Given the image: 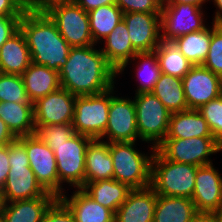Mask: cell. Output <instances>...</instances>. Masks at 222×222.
<instances>
[{
	"mask_svg": "<svg viewBox=\"0 0 222 222\" xmlns=\"http://www.w3.org/2000/svg\"><path fill=\"white\" fill-rule=\"evenodd\" d=\"M75 3L86 12H90L100 6L115 4V0H75Z\"/></svg>",
	"mask_w": 222,
	"mask_h": 222,
	"instance_id": "43",
	"label": "cell"
},
{
	"mask_svg": "<svg viewBox=\"0 0 222 222\" xmlns=\"http://www.w3.org/2000/svg\"><path fill=\"white\" fill-rule=\"evenodd\" d=\"M123 12L116 5H104L88 12L90 32L94 44L101 43L123 20Z\"/></svg>",
	"mask_w": 222,
	"mask_h": 222,
	"instance_id": "31",
	"label": "cell"
},
{
	"mask_svg": "<svg viewBox=\"0 0 222 222\" xmlns=\"http://www.w3.org/2000/svg\"><path fill=\"white\" fill-rule=\"evenodd\" d=\"M115 86L111 88V104L109 107L108 124L103 136L108 143L136 142L139 133L136 124V109L134 100L126 97L114 96Z\"/></svg>",
	"mask_w": 222,
	"mask_h": 222,
	"instance_id": "12",
	"label": "cell"
},
{
	"mask_svg": "<svg viewBox=\"0 0 222 222\" xmlns=\"http://www.w3.org/2000/svg\"><path fill=\"white\" fill-rule=\"evenodd\" d=\"M35 134L47 145H59L74 134L72 124L35 125Z\"/></svg>",
	"mask_w": 222,
	"mask_h": 222,
	"instance_id": "36",
	"label": "cell"
},
{
	"mask_svg": "<svg viewBox=\"0 0 222 222\" xmlns=\"http://www.w3.org/2000/svg\"><path fill=\"white\" fill-rule=\"evenodd\" d=\"M205 2L208 0H163L162 4H192L202 8Z\"/></svg>",
	"mask_w": 222,
	"mask_h": 222,
	"instance_id": "47",
	"label": "cell"
},
{
	"mask_svg": "<svg viewBox=\"0 0 222 222\" xmlns=\"http://www.w3.org/2000/svg\"><path fill=\"white\" fill-rule=\"evenodd\" d=\"M57 199L47 192L33 199L4 202L1 217L3 222H41L46 210Z\"/></svg>",
	"mask_w": 222,
	"mask_h": 222,
	"instance_id": "20",
	"label": "cell"
},
{
	"mask_svg": "<svg viewBox=\"0 0 222 222\" xmlns=\"http://www.w3.org/2000/svg\"><path fill=\"white\" fill-rule=\"evenodd\" d=\"M24 145L29 159L30 168L37 181L47 191L60 198L65 189L59 183L57 162L54 151L45 144L36 134L17 137Z\"/></svg>",
	"mask_w": 222,
	"mask_h": 222,
	"instance_id": "10",
	"label": "cell"
},
{
	"mask_svg": "<svg viewBox=\"0 0 222 222\" xmlns=\"http://www.w3.org/2000/svg\"><path fill=\"white\" fill-rule=\"evenodd\" d=\"M105 179H114L109 143L105 140L95 139L86 149L85 184Z\"/></svg>",
	"mask_w": 222,
	"mask_h": 222,
	"instance_id": "25",
	"label": "cell"
},
{
	"mask_svg": "<svg viewBox=\"0 0 222 222\" xmlns=\"http://www.w3.org/2000/svg\"><path fill=\"white\" fill-rule=\"evenodd\" d=\"M123 20L137 53L153 52L158 47L161 39L160 13H124Z\"/></svg>",
	"mask_w": 222,
	"mask_h": 222,
	"instance_id": "16",
	"label": "cell"
},
{
	"mask_svg": "<svg viewBox=\"0 0 222 222\" xmlns=\"http://www.w3.org/2000/svg\"><path fill=\"white\" fill-rule=\"evenodd\" d=\"M213 163L198 166L191 200L197 211L222 212V177Z\"/></svg>",
	"mask_w": 222,
	"mask_h": 222,
	"instance_id": "17",
	"label": "cell"
},
{
	"mask_svg": "<svg viewBox=\"0 0 222 222\" xmlns=\"http://www.w3.org/2000/svg\"><path fill=\"white\" fill-rule=\"evenodd\" d=\"M156 149L170 161L204 166L212 164L208 156L222 151V145L214 137H197L164 139Z\"/></svg>",
	"mask_w": 222,
	"mask_h": 222,
	"instance_id": "11",
	"label": "cell"
},
{
	"mask_svg": "<svg viewBox=\"0 0 222 222\" xmlns=\"http://www.w3.org/2000/svg\"><path fill=\"white\" fill-rule=\"evenodd\" d=\"M160 16L164 39L174 40L206 27L203 8L192 4H162Z\"/></svg>",
	"mask_w": 222,
	"mask_h": 222,
	"instance_id": "13",
	"label": "cell"
},
{
	"mask_svg": "<svg viewBox=\"0 0 222 222\" xmlns=\"http://www.w3.org/2000/svg\"><path fill=\"white\" fill-rule=\"evenodd\" d=\"M111 89L96 95L77 96L72 126L75 133L100 139L107 127Z\"/></svg>",
	"mask_w": 222,
	"mask_h": 222,
	"instance_id": "8",
	"label": "cell"
},
{
	"mask_svg": "<svg viewBox=\"0 0 222 222\" xmlns=\"http://www.w3.org/2000/svg\"><path fill=\"white\" fill-rule=\"evenodd\" d=\"M104 48L101 52L105 55L107 62L117 71V75L124 72L127 65L132 61V58L137 54L134 50L129 33L124 20L110 32L104 39Z\"/></svg>",
	"mask_w": 222,
	"mask_h": 222,
	"instance_id": "19",
	"label": "cell"
},
{
	"mask_svg": "<svg viewBox=\"0 0 222 222\" xmlns=\"http://www.w3.org/2000/svg\"><path fill=\"white\" fill-rule=\"evenodd\" d=\"M163 0H115L123 13H161Z\"/></svg>",
	"mask_w": 222,
	"mask_h": 222,
	"instance_id": "38",
	"label": "cell"
},
{
	"mask_svg": "<svg viewBox=\"0 0 222 222\" xmlns=\"http://www.w3.org/2000/svg\"><path fill=\"white\" fill-rule=\"evenodd\" d=\"M133 100L139 138L157 147L166 138L171 112L152 92L135 94Z\"/></svg>",
	"mask_w": 222,
	"mask_h": 222,
	"instance_id": "6",
	"label": "cell"
},
{
	"mask_svg": "<svg viewBox=\"0 0 222 222\" xmlns=\"http://www.w3.org/2000/svg\"><path fill=\"white\" fill-rule=\"evenodd\" d=\"M17 137L10 131L5 122L0 118V147L9 145Z\"/></svg>",
	"mask_w": 222,
	"mask_h": 222,
	"instance_id": "44",
	"label": "cell"
},
{
	"mask_svg": "<svg viewBox=\"0 0 222 222\" xmlns=\"http://www.w3.org/2000/svg\"><path fill=\"white\" fill-rule=\"evenodd\" d=\"M0 102L33 104L27 97L21 75L0 73Z\"/></svg>",
	"mask_w": 222,
	"mask_h": 222,
	"instance_id": "34",
	"label": "cell"
},
{
	"mask_svg": "<svg viewBox=\"0 0 222 222\" xmlns=\"http://www.w3.org/2000/svg\"><path fill=\"white\" fill-rule=\"evenodd\" d=\"M134 61L140 60L137 64L136 77L140 82L135 90V94L151 92L161 75V69L158 64L157 54L153 52L137 53L133 58Z\"/></svg>",
	"mask_w": 222,
	"mask_h": 222,
	"instance_id": "33",
	"label": "cell"
},
{
	"mask_svg": "<svg viewBox=\"0 0 222 222\" xmlns=\"http://www.w3.org/2000/svg\"><path fill=\"white\" fill-rule=\"evenodd\" d=\"M212 23L209 51L203 66L222 78V24Z\"/></svg>",
	"mask_w": 222,
	"mask_h": 222,
	"instance_id": "35",
	"label": "cell"
},
{
	"mask_svg": "<svg viewBox=\"0 0 222 222\" xmlns=\"http://www.w3.org/2000/svg\"><path fill=\"white\" fill-rule=\"evenodd\" d=\"M156 203L157 194L151 186L132 189L115 212L114 222H153Z\"/></svg>",
	"mask_w": 222,
	"mask_h": 222,
	"instance_id": "18",
	"label": "cell"
},
{
	"mask_svg": "<svg viewBox=\"0 0 222 222\" xmlns=\"http://www.w3.org/2000/svg\"><path fill=\"white\" fill-rule=\"evenodd\" d=\"M67 2H75V0H32V9L37 11H45L54 4Z\"/></svg>",
	"mask_w": 222,
	"mask_h": 222,
	"instance_id": "45",
	"label": "cell"
},
{
	"mask_svg": "<svg viewBox=\"0 0 222 222\" xmlns=\"http://www.w3.org/2000/svg\"><path fill=\"white\" fill-rule=\"evenodd\" d=\"M60 199L73 212L76 222H114L115 214L95 202L81 188L74 191L70 198L64 193Z\"/></svg>",
	"mask_w": 222,
	"mask_h": 222,
	"instance_id": "23",
	"label": "cell"
},
{
	"mask_svg": "<svg viewBox=\"0 0 222 222\" xmlns=\"http://www.w3.org/2000/svg\"><path fill=\"white\" fill-rule=\"evenodd\" d=\"M81 189L95 202L110 209L114 214L132 190L127 184L115 179L88 182Z\"/></svg>",
	"mask_w": 222,
	"mask_h": 222,
	"instance_id": "26",
	"label": "cell"
},
{
	"mask_svg": "<svg viewBox=\"0 0 222 222\" xmlns=\"http://www.w3.org/2000/svg\"><path fill=\"white\" fill-rule=\"evenodd\" d=\"M172 113L188 109L181 78L161 73L151 91Z\"/></svg>",
	"mask_w": 222,
	"mask_h": 222,
	"instance_id": "30",
	"label": "cell"
},
{
	"mask_svg": "<svg viewBox=\"0 0 222 222\" xmlns=\"http://www.w3.org/2000/svg\"><path fill=\"white\" fill-rule=\"evenodd\" d=\"M31 63L30 50L19 29L0 47V73L22 75Z\"/></svg>",
	"mask_w": 222,
	"mask_h": 222,
	"instance_id": "21",
	"label": "cell"
},
{
	"mask_svg": "<svg viewBox=\"0 0 222 222\" xmlns=\"http://www.w3.org/2000/svg\"><path fill=\"white\" fill-rule=\"evenodd\" d=\"M10 169L8 145L0 147V188L4 185Z\"/></svg>",
	"mask_w": 222,
	"mask_h": 222,
	"instance_id": "41",
	"label": "cell"
},
{
	"mask_svg": "<svg viewBox=\"0 0 222 222\" xmlns=\"http://www.w3.org/2000/svg\"><path fill=\"white\" fill-rule=\"evenodd\" d=\"M41 222H76L73 212L57 198L46 210Z\"/></svg>",
	"mask_w": 222,
	"mask_h": 222,
	"instance_id": "39",
	"label": "cell"
},
{
	"mask_svg": "<svg viewBox=\"0 0 222 222\" xmlns=\"http://www.w3.org/2000/svg\"><path fill=\"white\" fill-rule=\"evenodd\" d=\"M154 51L157 54L161 73L182 79L193 66L180 52L175 40L161 38Z\"/></svg>",
	"mask_w": 222,
	"mask_h": 222,
	"instance_id": "29",
	"label": "cell"
},
{
	"mask_svg": "<svg viewBox=\"0 0 222 222\" xmlns=\"http://www.w3.org/2000/svg\"><path fill=\"white\" fill-rule=\"evenodd\" d=\"M197 168L170 161L156 149L152 158L151 187L157 195L191 199Z\"/></svg>",
	"mask_w": 222,
	"mask_h": 222,
	"instance_id": "5",
	"label": "cell"
},
{
	"mask_svg": "<svg viewBox=\"0 0 222 222\" xmlns=\"http://www.w3.org/2000/svg\"><path fill=\"white\" fill-rule=\"evenodd\" d=\"M8 156L10 169L1 188L4 202L33 199L45 195L47 191L37 181L30 168L26 149L18 139L8 145Z\"/></svg>",
	"mask_w": 222,
	"mask_h": 222,
	"instance_id": "4",
	"label": "cell"
},
{
	"mask_svg": "<svg viewBox=\"0 0 222 222\" xmlns=\"http://www.w3.org/2000/svg\"><path fill=\"white\" fill-rule=\"evenodd\" d=\"M198 110L208 123L213 137L222 145V94Z\"/></svg>",
	"mask_w": 222,
	"mask_h": 222,
	"instance_id": "37",
	"label": "cell"
},
{
	"mask_svg": "<svg viewBox=\"0 0 222 222\" xmlns=\"http://www.w3.org/2000/svg\"><path fill=\"white\" fill-rule=\"evenodd\" d=\"M189 222H215V212L198 211Z\"/></svg>",
	"mask_w": 222,
	"mask_h": 222,
	"instance_id": "46",
	"label": "cell"
},
{
	"mask_svg": "<svg viewBox=\"0 0 222 222\" xmlns=\"http://www.w3.org/2000/svg\"><path fill=\"white\" fill-rule=\"evenodd\" d=\"M197 212L190 198L157 195L153 222H189Z\"/></svg>",
	"mask_w": 222,
	"mask_h": 222,
	"instance_id": "28",
	"label": "cell"
},
{
	"mask_svg": "<svg viewBox=\"0 0 222 222\" xmlns=\"http://www.w3.org/2000/svg\"><path fill=\"white\" fill-rule=\"evenodd\" d=\"M24 12L14 0H0V16L23 15Z\"/></svg>",
	"mask_w": 222,
	"mask_h": 222,
	"instance_id": "42",
	"label": "cell"
},
{
	"mask_svg": "<svg viewBox=\"0 0 222 222\" xmlns=\"http://www.w3.org/2000/svg\"><path fill=\"white\" fill-rule=\"evenodd\" d=\"M215 7L216 12H214L215 16L213 18V22L222 24V0H212Z\"/></svg>",
	"mask_w": 222,
	"mask_h": 222,
	"instance_id": "48",
	"label": "cell"
},
{
	"mask_svg": "<svg viewBox=\"0 0 222 222\" xmlns=\"http://www.w3.org/2000/svg\"><path fill=\"white\" fill-rule=\"evenodd\" d=\"M3 205H4V200H3L2 191L0 188V215L2 213Z\"/></svg>",
	"mask_w": 222,
	"mask_h": 222,
	"instance_id": "51",
	"label": "cell"
},
{
	"mask_svg": "<svg viewBox=\"0 0 222 222\" xmlns=\"http://www.w3.org/2000/svg\"><path fill=\"white\" fill-rule=\"evenodd\" d=\"M93 139L75 133L59 145H48L54 151L59 183L80 189L85 185L86 149Z\"/></svg>",
	"mask_w": 222,
	"mask_h": 222,
	"instance_id": "7",
	"label": "cell"
},
{
	"mask_svg": "<svg viewBox=\"0 0 222 222\" xmlns=\"http://www.w3.org/2000/svg\"><path fill=\"white\" fill-rule=\"evenodd\" d=\"M212 28L207 25L201 31L192 32L174 39L180 52L193 64L202 65L206 60L211 42Z\"/></svg>",
	"mask_w": 222,
	"mask_h": 222,
	"instance_id": "32",
	"label": "cell"
},
{
	"mask_svg": "<svg viewBox=\"0 0 222 222\" xmlns=\"http://www.w3.org/2000/svg\"><path fill=\"white\" fill-rule=\"evenodd\" d=\"M213 137L208 123L198 109L172 113L165 139Z\"/></svg>",
	"mask_w": 222,
	"mask_h": 222,
	"instance_id": "22",
	"label": "cell"
},
{
	"mask_svg": "<svg viewBox=\"0 0 222 222\" xmlns=\"http://www.w3.org/2000/svg\"><path fill=\"white\" fill-rule=\"evenodd\" d=\"M95 46L72 47L67 62L58 72L60 86L73 95L100 94L116 84L117 71Z\"/></svg>",
	"mask_w": 222,
	"mask_h": 222,
	"instance_id": "1",
	"label": "cell"
},
{
	"mask_svg": "<svg viewBox=\"0 0 222 222\" xmlns=\"http://www.w3.org/2000/svg\"><path fill=\"white\" fill-rule=\"evenodd\" d=\"M136 142H111L109 152L113 161L114 179L127 184L131 189L151 186L152 158L156 147L149 154L137 150ZM136 149V150H135Z\"/></svg>",
	"mask_w": 222,
	"mask_h": 222,
	"instance_id": "3",
	"label": "cell"
},
{
	"mask_svg": "<svg viewBox=\"0 0 222 222\" xmlns=\"http://www.w3.org/2000/svg\"><path fill=\"white\" fill-rule=\"evenodd\" d=\"M45 12L71 47L95 45L90 32L88 12L75 2L57 3Z\"/></svg>",
	"mask_w": 222,
	"mask_h": 222,
	"instance_id": "9",
	"label": "cell"
},
{
	"mask_svg": "<svg viewBox=\"0 0 222 222\" xmlns=\"http://www.w3.org/2000/svg\"><path fill=\"white\" fill-rule=\"evenodd\" d=\"M22 15L0 16V47L19 30Z\"/></svg>",
	"mask_w": 222,
	"mask_h": 222,
	"instance_id": "40",
	"label": "cell"
},
{
	"mask_svg": "<svg viewBox=\"0 0 222 222\" xmlns=\"http://www.w3.org/2000/svg\"><path fill=\"white\" fill-rule=\"evenodd\" d=\"M182 82L188 109H199L222 94V78L203 65H193Z\"/></svg>",
	"mask_w": 222,
	"mask_h": 222,
	"instance_id": "14",
	"label": "cell"
},
{
	"mask_svg": "<svg viewBox=\"0 0 222 222\" xmlns=\"http://www.w3.org/2000/svg\"><path fill=\"white\" fill-rule=\"evenodd\" d=\"M0 118L16 137L35 134L34 104L0 102Z\"/></svg>",
	"mask_w": 222,
	"mask_h": 222,
	"instance_id": "27",
	"label": "cell"
},
{
	"mask_svg": "<svg viewBox=\"0 0 222 222\" xmlns=\"http://www.w3.org/2000/svg\"><path fill=\"white\" fill-rule=\"evenodd\" d=\"M24 11L32 9V0H14Z\"/></svg>",
	"mask_w": 222,
	"mask_h": 222,
	"instance_id": "49",
	"label": "cell"
},
{
	"mask_svg": "<svg viewBox=\"0 0 222 222\" xmlns=\"http://www.w3.org/2000/svg\"><path fill=\"white\" fill-rule=\"evenodd\" d=\"M19 29L26 39L32 62L59 72L72 47L61 36L49 15L34 9L25 11Z\"/></svg>",
	"mask_w": 222,
	"mask_h": 222,
	"instance_id": "2",
	"label": "cell"
},
{
	"mask_svg": "<svg viewBox=\"0 0 222 222\" xmlns=\"http://www.w3.org/2000/svg\"><path fill=\"white\" fill-rule=\"evenodd\" d=\"M215 222H222V212H215Z\"/></svg>",
	"mask_w": 222,
	"mask_h": 222,
	"instance_id": "50",
	"label": "cell"
},
{
	"mask_svg": "<svg viewBox=\"0 0 222 222\" xmlns=\"http://www.w3.org/2000/svg\"><path fill=\"white\" fill-rule=\"evenodd\" d=\"M21 76L27 97L32 103L61 87L59 73L45 65L32 62Z\"/></svg>",
	"mask_w": 222,
	"mask_h": 222,
	"instance_id": "24",
	"label": "cell"
},
{
	"mask_svg": "<svg viewBox=\"0 0 222 222\" xmlns=\"http://www.w3.org/2000/svg\"><path fill=\"white\" fill-rule=\"evenodd\" d=\"M76 95L60 87L34 102L35 125L72 124Z\"/></svg>",
	"mask_w": 222,
	"mask_h": 222,
	"instance_id": "15",
	"label": "cell"
}]
</instances>
